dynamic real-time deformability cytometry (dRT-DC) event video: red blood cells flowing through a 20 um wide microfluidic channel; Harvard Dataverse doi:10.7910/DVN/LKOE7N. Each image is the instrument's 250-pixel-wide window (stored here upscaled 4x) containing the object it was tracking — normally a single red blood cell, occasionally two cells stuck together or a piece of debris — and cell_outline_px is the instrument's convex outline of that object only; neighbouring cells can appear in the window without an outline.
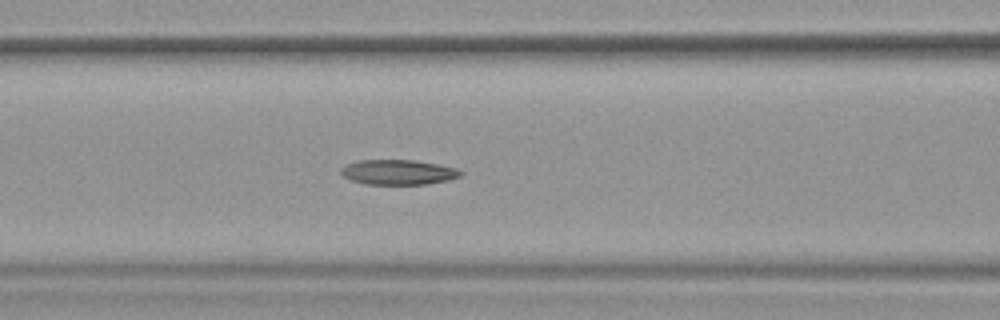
{"species": "common noctule bat (a hibernating species)", "species_latin": "Nyctalus noctula", "temperature_condition": "warm", "stored_images_in_passage": 52, "camera_frame_rate_fps": 3000, "um_per_image_px": 0.085, "animal": {"sex": "female", "body_mass_g": 19.9}, "frame": {"image": 1, "passage_image": 23, "time_ms": 7.333, "image_size_px": [1000, 320], "cell_outline_px": [[464, 172], [460, 176], [448, 180], [424, 184], [364, 184], [352, 180], [344, 176], [340, 172], [340, 168], [344, 164], [356, 160], [412, 160], [440, 164], [456, 168]], "centroid_in_image_um": [33.82, 14.62], "position_along_channel_um": 132.8, "area_um2": 17.51}}